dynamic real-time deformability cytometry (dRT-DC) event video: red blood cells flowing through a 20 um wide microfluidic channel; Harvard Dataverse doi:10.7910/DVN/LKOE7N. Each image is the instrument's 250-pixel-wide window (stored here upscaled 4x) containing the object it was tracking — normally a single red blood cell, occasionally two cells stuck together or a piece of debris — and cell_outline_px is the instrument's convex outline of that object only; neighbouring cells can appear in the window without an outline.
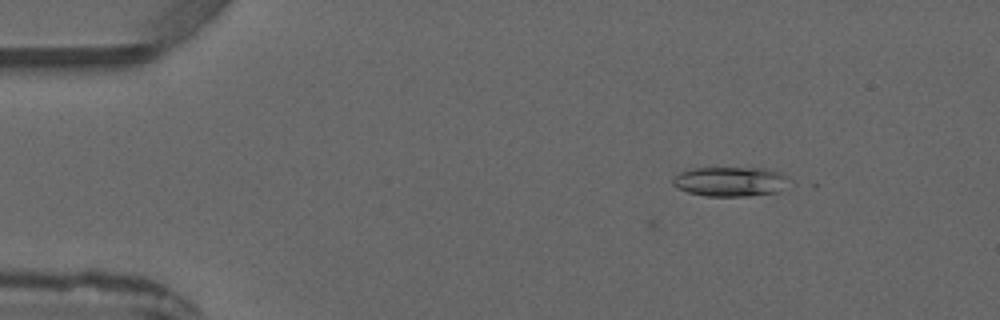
{"species": "common noctule bat (a hibernating species)", "species_latin": "Nyctalus noctula", "temperature_condition": "warm", "stored_images_in_passage": 4, "camera_frame_rate_fps": 3000, "um_per_image_px": 0.085, "animal": {"sex": "male", "forearm_length_mm": 52.5}, "frame": {"image": 1, "passage_image": 2, "time_ms": 1.333, "image_size_px": [1000, 320], "cell_outline_px": [[796, 184], [776, 192], [748, 196], [704, 196], [688, 192], [676, 188], [672, 184], [672, 180], [680, 172], [692, 168], [768, 168], [784, 172]], "centroid_in_image_um": [62.2, 15.43], "position_along_channel_um": 22.8, "area_um2": 20.75}}